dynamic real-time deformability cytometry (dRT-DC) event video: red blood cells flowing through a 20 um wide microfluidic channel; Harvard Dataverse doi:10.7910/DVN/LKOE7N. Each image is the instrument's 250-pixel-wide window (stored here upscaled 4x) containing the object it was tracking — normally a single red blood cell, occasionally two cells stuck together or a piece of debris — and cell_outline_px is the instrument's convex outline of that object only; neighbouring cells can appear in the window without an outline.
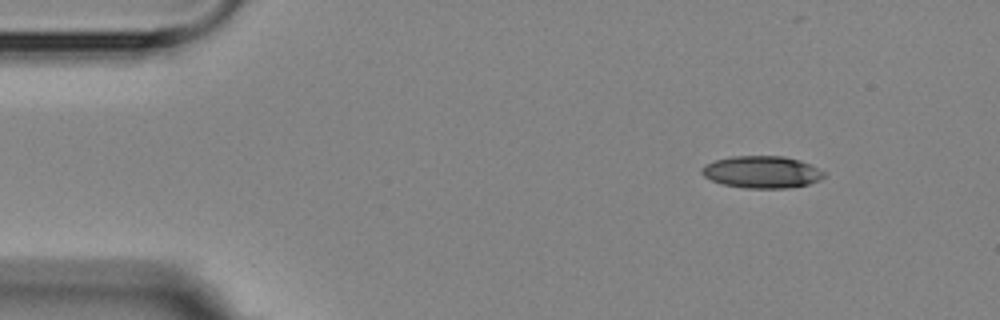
{"species": "Egyptian fruit bat (a non-hibernating species)", "species_latin": "Rousettus aegyptiacus", "temperature_condition": "room temperature", "stored_images_in_passage": 5, "camera_frame_rate_fps": 3000, "um_per_image_px": 0.085, "animal": {"sex": "female"}, "frame": {"image": 1, "passage_image": 1, "time_ms": 0.0, "image_size_px": [1000, 320], "cell_outline_px": [[824, 176], [820, 180], [808, 184], [788, 188], [744, 188], [724, 184], [712, 180], [704, 176], [700, 172], [700, 168], [704, 164], [716, 160], [732, 156], [784, 156], [800, 160], [824, 172]], "centroid_in_image_um": [64.72, 14.62], "position_along_channel_um": 20.3, "area_um2": 22.77}}
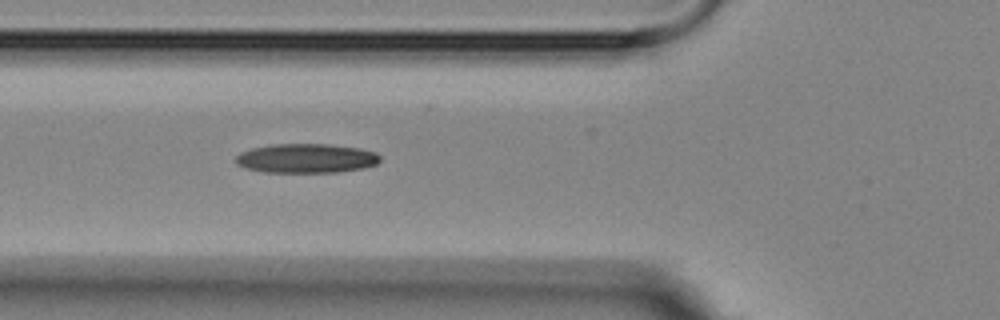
{"frame": {"image": 2, "passage_image": 5, "time_ms": 4.333, "image_size_px": [1000, 320], "cell_outline_px": [[380, 160], [376, 164], [364, 168], [336, 172], [264, 172], [248, 168], [236, 164], [236, 156], [240, 152], [252, 148], [272, 144], [328, 144], [360, 148], [376, 152], [380, 156]], "centroid_in_image_um": [26.05, 13.45], "position_along_channel_um": 99.8, "area_um2": 24.62}}